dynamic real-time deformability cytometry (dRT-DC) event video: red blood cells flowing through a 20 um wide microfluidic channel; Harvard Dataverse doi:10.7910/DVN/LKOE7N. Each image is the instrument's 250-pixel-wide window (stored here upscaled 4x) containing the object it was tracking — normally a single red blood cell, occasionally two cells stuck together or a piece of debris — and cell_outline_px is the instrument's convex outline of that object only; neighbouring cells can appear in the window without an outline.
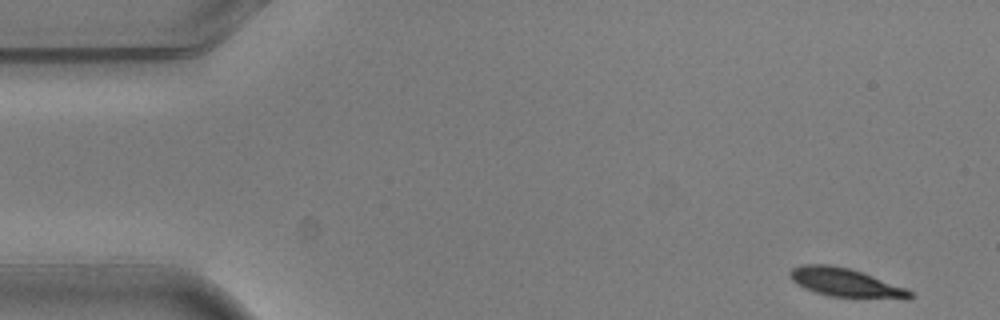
{"species": "common noctule bat (a hibernating species)", "species_latin": "Nyctalus noctula", "temperature_condition": "warm", "stored_images_in_passage": 5, "camera_frame_rate_fps": 3000, "um_per_image_px": 0.085, "animal": {"sex": "male", "body_mass_g": 20.5, "forearm_length_mm": 52.5}, "frame": {"image": 1, "passage_image": 1, "time_ms": 0.0, "image_size_px": [1000, 320], "cell_outline_px": [[916, 296], [908, 300], [904, 300], [828, 296], [804, 288], [796, 284], [788, 276], [788, 272], [792, 268], [800, 264], [828, 264], [848, 268], [908, 288]], "centroid_in_image_um": [71.91, 24.04], "position_along_channel_um": 13.1, "area_um2": 20.46}}
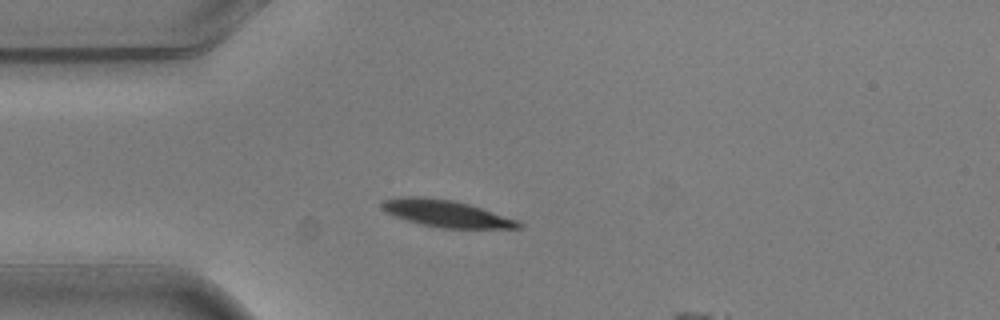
{"frame": {"image": 2, "passage_image": 3, "time_ms": 0.667, "image_size_px": [1000, 320], "cell_outline_px": [[524, 224], [520, 228], [440, 228], [420, 224], [404, 220], [384, 212], [380, 208], [380, 204], [384, 200], [400, 196], [424, 196], [452, 200], [468, 204], [520, 220]], "centroid_in_image_um": [37.89, 18.15], "position_along_channel_um": 47.1, "area_um2": 21.73}}